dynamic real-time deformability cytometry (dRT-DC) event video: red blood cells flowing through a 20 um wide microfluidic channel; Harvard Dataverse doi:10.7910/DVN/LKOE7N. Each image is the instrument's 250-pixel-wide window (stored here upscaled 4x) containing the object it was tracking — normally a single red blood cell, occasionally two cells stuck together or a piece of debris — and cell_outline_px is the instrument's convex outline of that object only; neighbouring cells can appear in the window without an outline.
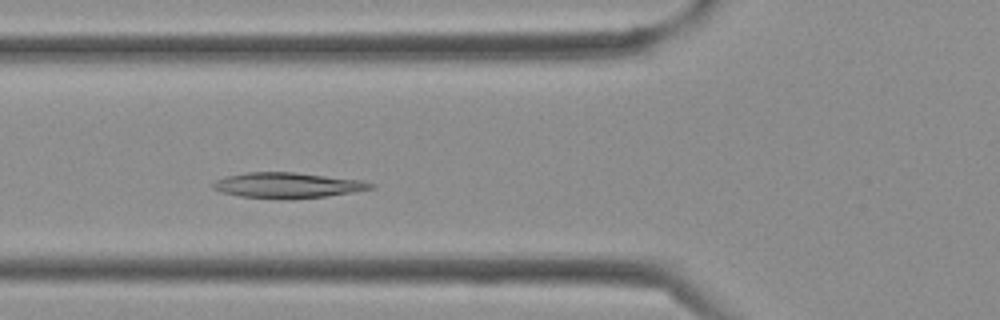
{"species": "Egyptian fruit bat (a non-hibernating species)", "species_latin": "Rousettus aegyptiacus", "temperature_condition": "cold", "stored_images_in_passage": 28, "camera_frame_rate_fps": 3000, "um_per_image_px": 0.085, "frame": {"image": 1, "passage_image": 3, "time_ms": 0.667, "image_size_px": [1000, 320], "cell_outline_px": [[376, 188], [352, 192], [324, 196], [240, 196], [220, 192], [212, 188], [212, 184], [216, 180], [224, 176], [244, 172], [292, 172], [360, 180], [376, 184]], "centroid_in_image_um": [24.41, 15.7], "position_along_channel_um": 101.4, "area_um2": 22.31}}
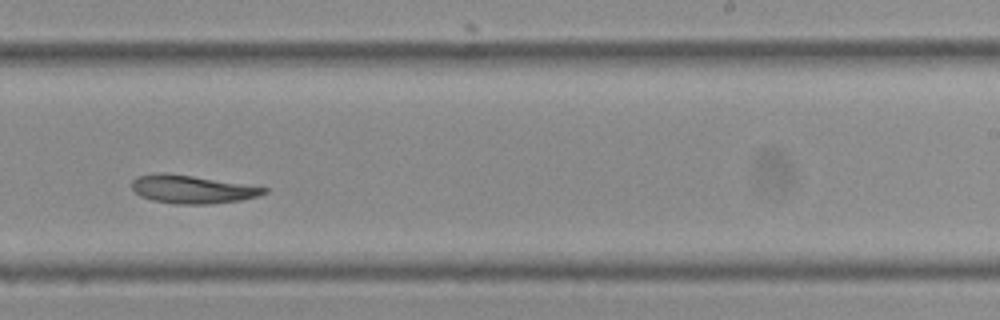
{"frame": {"image": 2, "passage_image": 13, "time_ms": 4.0, "image_size_px": [1000, 320], "cell_outline_px": [[268, 192], [256, 196], [240, 200], [212, 204], [176, 204], [152, 200], [140, 196], [132, 188], [132, 180], [136, 176], [156, 172], [164, 172], [192, 176], [268, 188]], "centroid_in_image_um": [16.27, 16.08], "position_along_channel_um": 272.7, "area_um2": 21.56}}
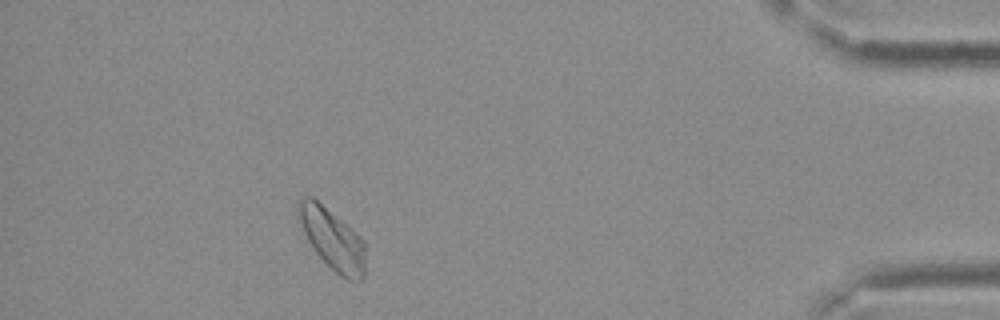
{"frame": {"image": 3, "passage_image": 24, "time_ms": 7.667, "image_size_px": [1000, 320], "cell_outline_px": [[364, 276], [360, 280], [348, 280], [340, 276], [316, 252], [308, 240], [304, 232], [300, 220], [300, 196], [312, 196], [352, 228], [364, 240]], "centroid_in_image_um": [28.29, 20.32], "position_along_channel_um": 406.9, "area_um2": 23.18}}